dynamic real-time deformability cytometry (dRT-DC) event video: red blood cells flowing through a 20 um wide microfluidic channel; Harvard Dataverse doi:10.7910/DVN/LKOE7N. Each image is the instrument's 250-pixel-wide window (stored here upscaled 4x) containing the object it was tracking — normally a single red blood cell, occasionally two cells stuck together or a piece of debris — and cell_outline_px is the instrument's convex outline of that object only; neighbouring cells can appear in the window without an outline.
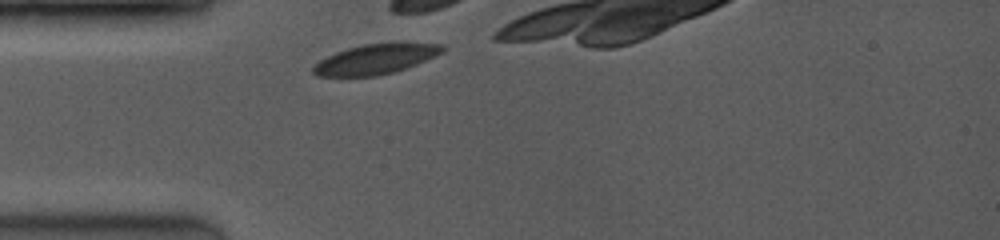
{"species": "common noctule bat (a hibernating species)", "species_latin": "Nyctalus noctula", "temperature_condition": "room temperature", "stored_images_in_passage": 7, "camera_frame_rate_fps": 3500, "um_per_image_px": 0.085, "animal": {"sex": "female", "body_mass_g": 19.0, "forearm_length_mm": 53.3}, "frame": {"image": 1, "passage_image": 1, "time_ms": 0.0, "image_size_px": [1000, 240], "cell_outline_px": [[444, 52], [416, 64], [392, 72], [376, 76], [316, 76], [312, 72], [312, 68], [320, 60], [336, 52], [348, 48], [364, 44], [392, 40], [396, 40], [444, 44]], "centroid_in_image_um": [31.99, 4.97], "position_along_channel_um": 53.0, "area_um2": 23.12}}